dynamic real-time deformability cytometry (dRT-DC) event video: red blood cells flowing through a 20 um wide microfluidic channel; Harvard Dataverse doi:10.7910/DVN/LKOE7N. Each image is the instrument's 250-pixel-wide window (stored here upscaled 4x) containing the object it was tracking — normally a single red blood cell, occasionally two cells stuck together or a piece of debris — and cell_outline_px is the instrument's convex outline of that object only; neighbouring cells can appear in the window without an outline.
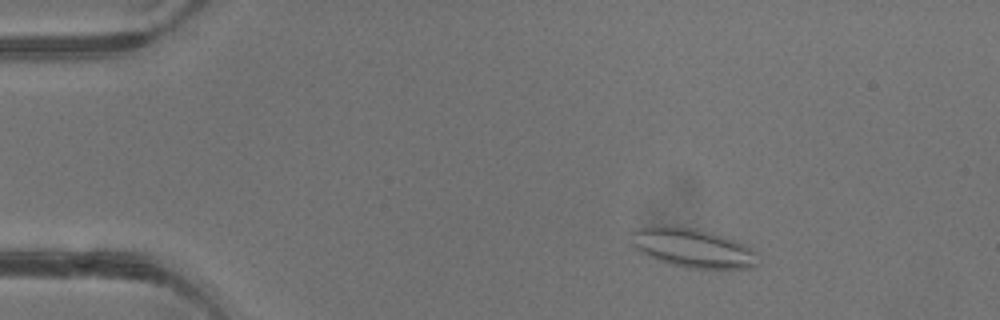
{"species": "common noctule bat (a hibernating species)", "species_latin": "Nyctalus noctula", "temperature_condition": "warm", "stored_images_in_passage": 4, "camera_frame_rate_fps": 3000, "um_per_image_px": 0.085, "animal": {"sex": "male", "body_mass_g": 13.3}, "frame": {"image": 1, "passage_image": 2, "time_ms": 1.333, "image_size_px": [1000, 320], "cell_outline_px": [[756, 268], [688, 268], [668, 264], [648, 256], [640, 252], [632, 244], [628, 232], [632, 228], [664, 224], [672, 224], [696, 228], [712, 232], [736, 240], [756, 252]], "centroid_in_image_um": [58.78, 21.03], "position_along_channel_um": 26.2, "area_um2": 29.48}}